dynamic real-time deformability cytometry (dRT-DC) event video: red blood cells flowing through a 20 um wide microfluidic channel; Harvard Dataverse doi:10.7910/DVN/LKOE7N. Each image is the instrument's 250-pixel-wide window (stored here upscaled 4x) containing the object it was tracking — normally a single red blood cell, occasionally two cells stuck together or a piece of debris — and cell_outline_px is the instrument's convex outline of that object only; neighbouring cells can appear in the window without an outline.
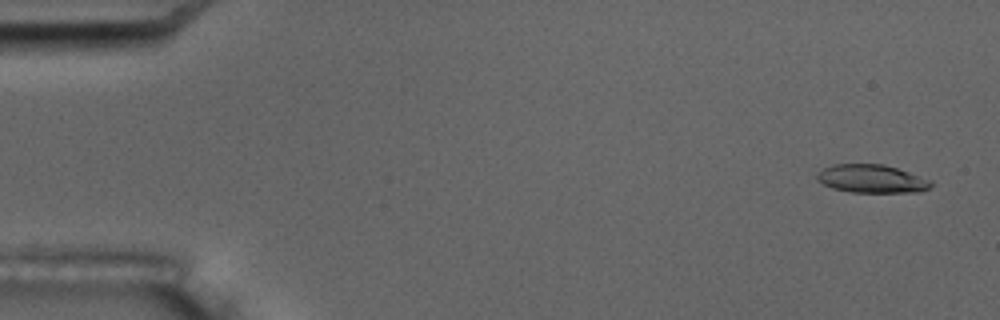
{"species": "common noctule bat (a hibernating species)", "species_latin": "Nyctalus noctula", "temperature_condition": "room temperature", "stored_images_in_passage": 7, "camera_frame_rate_fps": 3000, "um_per_image_px": 0.085, "animal": {"sex": "male", "body_mass_g": 17.5, "forearm_length_mm": 52.3}, "frame": {"image": 1, "passage_image": 1, "time_ms": 0.0, "image_size_px": [1000, 320], "cell_outline_px": [[932, 188], [920, 192], [852, 192], [832, 188], [816, 180], [816, 172], [832, 164], [884, 164], [932, 180]], "centroid_in_image_um": [74.09, 15.2], "position_along_channel_um": 10.9, "area_um2": 18.84}}
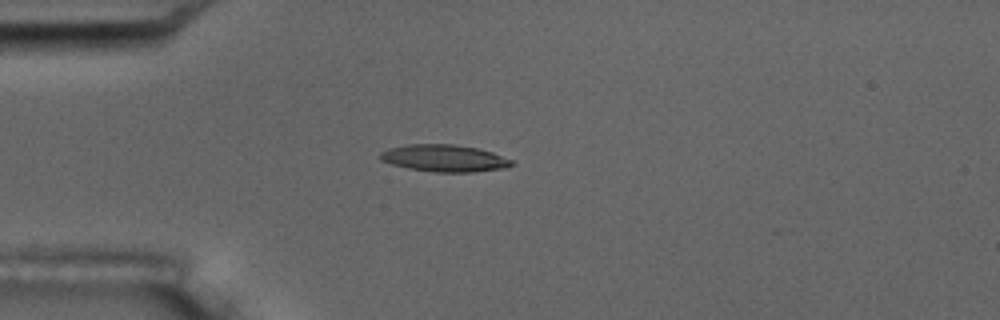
{"frame": {"image": 2, "passage_image": 4, "time_ms": 4.333, "image_size_px": [1000, 320], "cell_outline_px": [[512, 164], [504, 168], [472, 172], [436, 172], [408, 168], [392, 164], [380, 160], [380, 152], [388, 148], [408, 144], [452, 144], [476, 148], [492, 152], [512, 160]], "centroid_in_image_um": [37.73, 13.44], "position_along_channel_um": 47.3, "area_um2": 20.52}}